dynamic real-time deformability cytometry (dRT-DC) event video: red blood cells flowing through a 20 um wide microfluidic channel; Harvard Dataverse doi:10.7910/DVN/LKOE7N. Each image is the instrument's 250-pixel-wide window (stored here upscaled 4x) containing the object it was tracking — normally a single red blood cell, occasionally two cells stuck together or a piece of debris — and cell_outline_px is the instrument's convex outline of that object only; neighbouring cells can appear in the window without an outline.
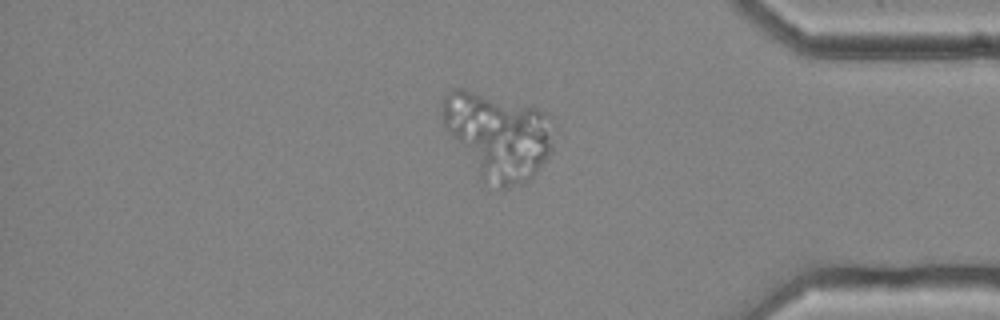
{"species": "common noctule bat (a hibernating species)", "species_latin": "Nyctalus noctula", "temperature_condition": "cold", "stored_images_in_passage": 52, "segment_of_instrument_passage": [2, 2], "camera_frame_rate_fps": 3000, "um_per_image_px": 0.085, "animal": {"sex": "female", "body_mass_g": 25.1}, "frame": {"image": 1, "passage_image": 42, "time_ms": 13.667, "image_size_px": [1000, 320], "cell_outline_px": [[556, 116], [552, 148], [548, 156], [536, 172], [528, 180], [520, 184], [508, 188], [500, 188], [480, 180], [444, 124], [444, 96], [452, 88], [464, 88], [536, 108]], "centroid_in_image_um": [42.4, 11.54], "position_along_channel_um": 392.8, "area_um2": 56.12}}
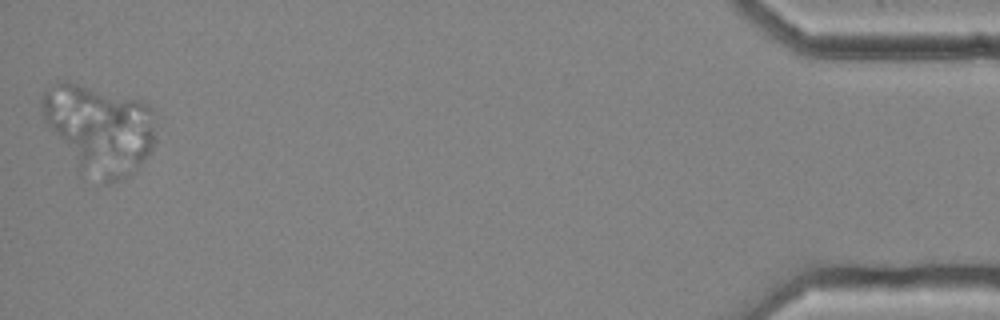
{"frame": {"image": 2, "passage_image": 50, "time_ms": 16.333, "image_size_px": [1000, 320], "cell_outline_px": [[160, 116], [156, 140], [152, 148], [144, 160], [132, 176], [108, 184], [80, 164], [44, 120], [40, 104], [40, 100], [44, 92], [60, 80], [68, 80], [140, 100], [148, 104]], "centroid_in_image_um": [8.59, 10.87], "position_along_channel_um": 426.6, "area_um2": 58.32}}